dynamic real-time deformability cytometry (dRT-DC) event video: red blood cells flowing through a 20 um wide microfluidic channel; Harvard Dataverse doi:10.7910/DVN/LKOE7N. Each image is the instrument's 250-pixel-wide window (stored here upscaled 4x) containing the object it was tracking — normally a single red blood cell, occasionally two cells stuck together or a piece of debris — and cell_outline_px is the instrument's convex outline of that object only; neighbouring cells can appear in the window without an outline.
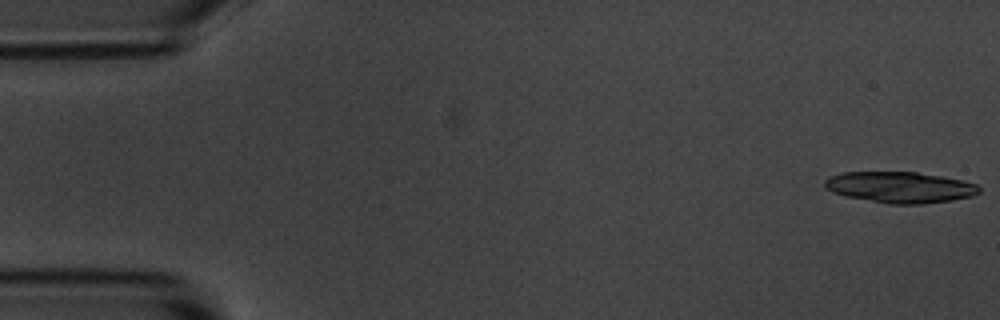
{"species": "common noctule bat (a hibernating species)", "species_latin": "Nyctalus noctula", "temperature_condition": "room temperature", "stored_images_in_passage": 42, "camera_frame_rate_fps": 3000, "um_per_image_px": 0.085, "animal": {"sex": "male", "body_mass_g": 20.1, "forearm_length_mm": 53.5}, "frame": {"image": 1, "passage_image": 1, "time_ms": 0.0, "image_size_px": [1000, 320], "cell_outline_px": [[980, 192], [972, 196], [952, 200], [924, 204], [888, 204], [844, 196], [832, 192], [824, 188], [824, 180], [840, 172], [916, 172], [940, 176], [960, 180], [976, 184], [980, 188]], "centroid_in_image_um": [76.46, 15.92], "position_along_channel_um": 8.5, "area_um2": 28.03}}
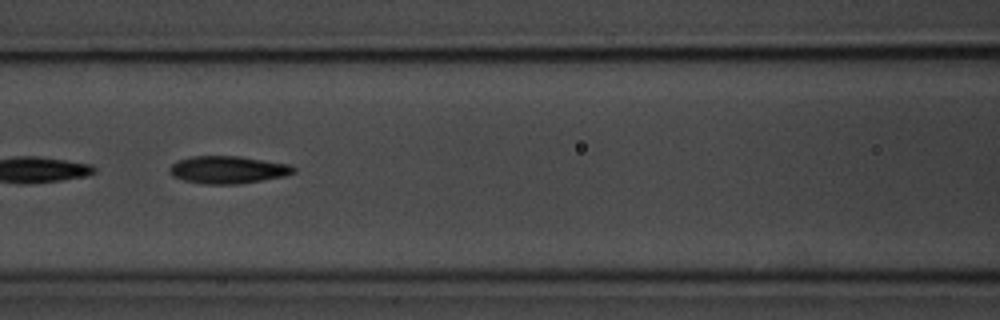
{"frame": {"image": 2, "passage_image": 24, "time_ms": 7.667, "image_size_px": [1000, 320], "cell_outline_px": [[296, 172], [284, 176], [236, 184], [204, 184], [184, 180], [172, 176], [168, 172], [168, 168], [172, 164], [180, 160], [192, 156], [240, 156], [292, 164], [296, 168]], "centroid_in_image_um": [19.39, 14.42], "position_along_channel_um": 147.2, "area_um2": 19.94}}